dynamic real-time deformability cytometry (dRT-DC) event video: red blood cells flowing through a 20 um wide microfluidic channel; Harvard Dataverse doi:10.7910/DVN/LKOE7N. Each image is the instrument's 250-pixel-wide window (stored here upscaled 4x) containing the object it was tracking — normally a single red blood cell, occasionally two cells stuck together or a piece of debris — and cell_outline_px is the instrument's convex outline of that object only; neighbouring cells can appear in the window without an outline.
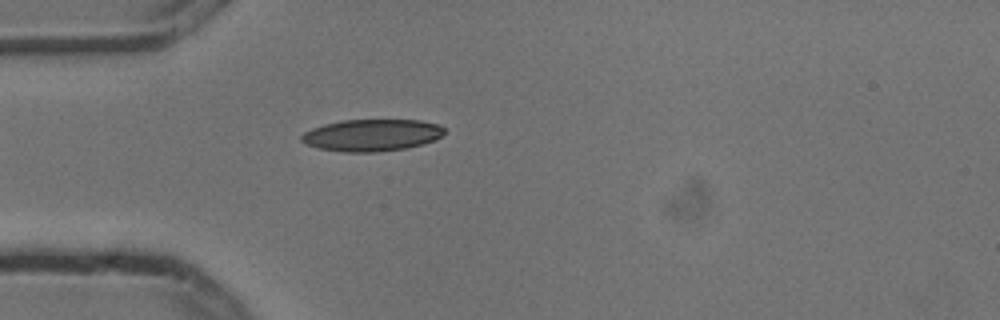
{"species": "common noctule bat (a hibernating species)", "species_latin": "Nyctalus noctula", "temperature_condition": "cold", "stored_images_in_passage": 4, "camera_frame_rate_fps": 3000, "um_per_image_px": 0.085, "animal": {"sex": "male", "body_mass_g": 13.3}, "frame": {"image": 1, "passage_image": 4, "time_ms": 1.0, "image_size_px": [1000, 320], "cell_outline_px": [[444, 132], [440, 136], [432, 140], [420, 144], [404, 148], [376, 152], [344, 152], [320, 148], [308, 144], [300, 140], [300, 136], [304, 132], [312, 128], [324, 124], [344, 120], [420, 120], [436, 124], [444, 128]], "centroid_in_image_um": [31.56, 11.48], "position_along_channel_um": 53.4, "area_um2": 26.18}}